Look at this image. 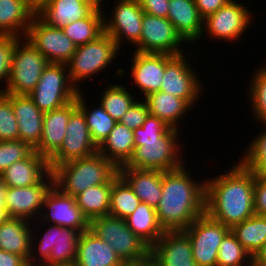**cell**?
Here are the masks:
<instances>
[{
    "mask_svg": "<svg viewBox=\"0 0 266 266\" xmlns=\"http://www.w3.org/2000/svg\"><path fill=\"white\" fill-rule=\"evenodd\" d=\"M226 172L205 181V212L232 229L255 214V173L240 162Z\"/></svg>",
    "mask_w": 266,
    "mask_h": 266,
    "instance_id": "1",
    "label": "cell"
},
{
    "mask_svg": "<svg viewBox=\"0 0 266 266\" xmlns=\"http://www.w3.org/2000/svg\"><path fill=\"white\" fill-rule=\"evenodd\" d=\"M184 166L162 171V196L155 208L164 231L187 229L205 212V182H194Z\"/></svg>",
    "mask_w": 266,
    "mask_h": 266,
    "instance_id": "2",
    "label": "cell"
},
{
    "mask_svg": "<svg viewBox=\"0 0 266 266\" xmlns=\"http://www.w3.org/2000/svg\"><path fill=\"white\" fill-rule=\"evenodd\" d=\"M54 185L63 193L76 196L85 189L112 184L118 168L100 153L62 163L52 170Z\"/></svg>",
    "mask_w": 266,
    "mask_h": 266,
    "instance_id": "3",
    "label": "cell"
},
{
    "mask_svg": "<svg viewBox=\"0 0 266 266\" xmlns=\"http://www.w3.org/2000/svg\"><path fill=\"white\" fill-rule=\"evenodd\" d=\"M89 229L105 241L124 263H138L150 258V247L128 228L125 219L101 216L90 221Z\"/></svg>",
    "mask_w": 266,
    "mask_h": 266,
    "instance_id": "4",
    "label": "cell"
},
{
    "mask_svg": "<svg viewBox=\"0 0 266 266\" xmlns=\"http://www.w3.org/2000/svg\"><path fill=\"white\" fill-rule=\"evenodd\" d=\"M179 130L169 128L159 139L134 141L135 148L129 161L121 167L171 171L183 166L179 156ZM179 151V152H178ZM179 156V157H178Z\"/></svg>",
    "mask_w": 266,
    "mask_h": 266,
    "instance_id": "5",
    "label": "cell"
},
{
    "mask_svg": "<svg viewBox=\"0 0 266 266\" xmlns=\"http://www.w3.org/2000/svg\"><path fill=\"white\" fill-rule=\"evenodd\" d=\"M66 67L63 63H49L35 89L28 94L43 113L59 109L76 99L80 89L71 83Z\"/></svg>",
    "mask_w": 266,
    "mask_h": 266,
    "instance_id": "6",
    "label": "cell"
},
{
    "mask_svg": "<svg viewBox=\"0 0 266 266\" xmlns=\"http://www.w3.org/2000/svg\"><path fill=\"white\" fill-rule=\"evenodd\" d=\"M118 51L116 42L105 33L92 42L77 46L75 53L66 63L69 66L67 73L71 83L77 88V82L102 72L104 68L107 69Z\"/></svg>",
    "mask_w": 266,
    "mask_h": 266,
    "instance_id": "7",
    "label": "cell"
},
{
    "mask_svg": "<svg viewBox=\"0 0 266 266\" xmlns=\"http://www.w3.org/2000/svg\"><path fill=\"white\" fill-rule=\"evenodd\" d=\"M19 41L14 49L11 72L7 85L0 93L12 95H28L37 85L47 59L26 39ZM21 43V44H20Z\"/></svg>",
    "mask_w": 266,
    "mask_h": 266,
    "instance_id": "8",
    "label": "cell"
},
{
    "mask_svg": "<svg viewBox=\"0 0 266 266\" xmlns=\"http://www.w3.org/2000/svg\"><path fill=\"white\" fill-rule=\"evenodd\" d=\"M183 231L190 238L196 266H217L219 246L231 229L204 212Z\"/></svg>",
    "mask_w": 266,
    "mask_h": 266,
    "instance_id": "9",
    "label": "cell"
},
{
    "mask_svg": "<svg viewBox=\"0 0 266 266\" xmlns=\"http://www.w3.org/2000/svg\"><path fill=\"white\" fill-rule=\"evenodd\" d=\"M49 63L66 64L76 51V45L62 29L49 26L37 14L24 37Z\"/></svg>",
    "mask_w": 266,
    "mask_h": 266,
    "instance_id": "10",
    "label": "cell"
},
{
    "mask_svg": "<svg viewBox=\"0 0 266 266\" xmlns=\"http://www.w3.org/2000/svg\"><path fill=\"white\" fill-rule=\"evenodd\" d=\"M82 233L69 227L53 225L47 228L40 243L37 254L42 258L37 266H65L76 261L77 247ZM41 262V263H40Z\"/></svg>",
    "mask_w": 266,
    "mask_h": 266,
    "instance_id": "11",
    "label": "cell"
},
{
    "mask_svg": "<svg viewBox=\"0 0 266 266\" xmlns=\"http://www.w3.org/2000/svg\"><path fill=\"white\" fill-rule=\"evenodd\" d=\"M141 30L140 40L135 44L136 52L183 54L179 46L185 40L168 18L144 13Z\"/></svg>",
    "mask_w": 266,
    "mask_h": 266,
    "instance_id": "12",
    "label": "cell"
},
{
    "mask_svg": "<svg viewBox=\"0 0 266 266\" xmlns=\"http://www.w3.org/2000/svg\"><path fill=\"white\" fill-rule=\"evenodd\" d=\"M98 152L83 113L76 108L71 114L66 127V136L60 149L49 159L51 171L68 161L86 158Z\"/></svg>",
    "mask_w": 266,
    "mask_h": 266,
    "instance_id": "13",
    "label": "cell"
},
{
    "mask_svg": "<svg viewBox=\"0 0 266 266\" xmlns=\"http://www.w3.org/2000/svg\"><path fill=\"white\" fill-rule=\"evenodd\" d=\"M252 18L247 7L230 0L225 6L216 12L206 16L203 21L209 36L220 40L234 41L239 38L249 26Z\"/></svg>",
    "mask_w": 266,
    "mask_h": 266,
    "instance_id": "14",
    "label": "cell"
},
{
    "mask_svg": "<svg viewBox=\"0 0 266 266\" xmlns=\"http://www.w3.org/2000/svg\"><path fill=\"white\" fill-rule=\"evenodd\" d=\"M43 207L49 210L41 211L40 217L45 223L49 224L51 221V225L53 223V225L73 228L80 233L89 229L90 222L76 205L75 197L63 193L54 184L44 198Z\"/></svg>",
    "mask_w": 266,
    "mask_h": 266,
    "instance_id": "15",
    "label": "cell"
},
{
    "mask_svg": "<svg viewBox=\"0 0 266 266\" xmlns=\"http://www.w3.org/2000/svg\"><path fill=\"white\" fill-rule=\"evenodd\" d=\"M116 3L113 18L106 20L104 16V33L108 34L119 48L124 39L135 45L141 37L144 11L138 0H117Z\"/></svg>",
    "mask_w": 266,
    "mask_h": 266,
    "instance_id": "16",
    "label": "cell"
},
{
    "mask_svg": "<svg viewBox=\"0 0 266 266\" xmlns=\"http://www.w3.org/2000/svg\"><path fill=\"white\" fill-rule=\"evenodd\" d=\"M184 54L175 55L167 64L160 91L184 99L191 107L202 90L201 81ZM194 103V104H193Z\"/></svg>",
    "mask_w": 266,
    "mask_h": 266,
    "instance_id": "17",
    "label": "cell"
},
{
    "mask_svg": "<svg viewBox=\"0 0 266 266\" xmlns=\"http://www.w3.org/2000/svg\"><path fill=\"white\" fill-rule=\"evenodd\" d=\"M53 184L54 177L51 172L46 179L36 185L8 187L6 193V213L8 217L30 221L31 218L34 220L35 216L37 220V217L41 215L39 212L42 211L44 198Z\"/></svg>",
    "mask_w": 266,
    "mask_h": 266,
    "instance_id": "18",
    "label": "cell"
},
{
    "mask_svg": "<svg viewBox=\"0 0 266 266\" xmlns=\"http://www.w3.org/2000/svg\"><path fill=\"white\" fill-rule=\"evenodd\" d=\"M154 266H196L189 236L183 230L164 231L150 248Z\"/></svg>",
    "mask_w": 266,
    "mask_h": 266,
    "instance_id": "19",
    "label": "cell"
},
{
    "mask_svg": "<svg viewBox=\"0 0 266 266\" xmlns=\"http://www.w3.org/2000/svg\"><path fill=\"white\" fill-rule=\"evenodd\" d=\"M175 55L163 53H143L134 51L131 75L135 85L143 92L144 97L160 91L166 64Z\"/></svg>",
    "mask_w": 266,
    "mask_h": 266,
    "instance_id": "20",
    "label": "cell"
},
{
    "mask_svg": "<svg viewBox=\"0 0 266 266\" xmlns=\"http://www.w3.org/2000/svg\"><path fill=\"white\" fill-rule=\"evenodd\" d=\"M77 108V97L65 106L44 113L43 130L39 144L34 150L48 160L60 149L70 114Z\"/></svg>",
    "mask_w": 266,
    "mask_h": 266,
    "instance_id": "21",
    "label": "cell"
},
{
    "mask_svg": "<svg viewBox=\"0 0 266 266\" xmlns=\"http://www.w3.org/2000/svg\"><path fill=\"white\" fill-rule=\"evenodd\" d=\"M28 223L30 221L25 219L8 218L0 224V249L24 257L29 266H37L38 258L34 255L36 242L32 241V227Z\"/></svg>",
    "mask_w": 266,
    "mask_h": 266,
    "instance_id": "22",
    "label": "cell"
},
{
    "mask_svg": "<svg viewBox=\"0 0 266 266\" xmlns=\"http://www.w3.org/2000/svg\"><path fill=\"white\" fill-rule=\"evenodd\" d=\"M51 172L49 160L34 150L5 169L0 178L8 187H27L42 182Z\"/></svg>",
    "mask_w": 266,
    "mask_h": 266,
    "instance_id": "23",
    "label": "cell"
},
{
    "mask_svg": "<svg viewBox=\"0 0 266 266\" xmlns=\"http://www.w3.org/2000/svg\"><path fill=\"white\" fill-rule=\"evenodd\" d=\"M12 108L18 124L19 140L34 149L42 136L44 113L28 95H12Z\"/></svg>",
    "mask_w": 266,
    "mask_h": 266,
    "instance_id": "24",
    "label": "cell"
},
{
    "mask_svg": "<svg viewBox=\"0 0 266 266\" xmlns=\"http://www.w3.org/2000/svg\"><path fill=\"white\" fill-rule=\"evenodd\" d=\"M76 266H123L118 254L90 229L82 232L74 263Z\"/></svg>",
    "mask_w": 266,
    "mask_h": 266,
    "instance_id": "25",
    "label": "cell"
},
{
    "mask_svg": "<svg viewBox=\"0 0 266 266\" xmlns=\"http://www.w3.org/2000/svg\"><path fill=\"white\" fill-rule=\"evenodd\" d=\"M118 174L129 184L135 195L153 208L162 196V171L119 167Z\"/></svg>",
    "mask_w": 266,
    "mask_h": 266,
    "instance_id": "26",
    "label": "cell"
},
{
    "mask_svg": "<svg viewBox=\"0 0 266 266\" xmlns=\"http://www.w3.org/2000/svg\"><path fill=\"white\" fill-rule=\"evenodd\" d=\"M167 18L186 43L200 39L204 33V18L199 14L194 0H170Z\"/></svg>",
    "mask_w": 266,
    "mask_h": 266,
    "instance_id": "27",
    "label": "cell"
},
{
    "mask_svg": "<svg viewBox=\"0 0 266 266\" xmlns=\"http://www.w3.org/2000/svg\"><path fill=\"white\" fill-rule=\"evenodd\" d=\"M93 10L81 0H48L36 14L49 26L63 29L71 22L86 18Z\"/></svg>",
    "mask_w": 266,
    "mask_h": 266,
    "instance_id": "28",
    "label": "cell"
},
{
    "mask_svg": "<svg viewBox=\"0 0 266 266\" xmlns=\"http://www.w3.org/2000/svg\"><path fill=\"white\" fill-rule=\"evenodd\" d=\"M36 12L28 0H0V35L25 37Z\"/></svg>",
    "mask_w": 266,
    "mask_h": 266,
    "instance_id": "29",
    "label": "cell"
},
{
    "mask_svg": "<svg viewBox=\"0 0 266 266\" xmlns=\"http://www.w3.org/2000/svg\"><path fill=\"white\" fill-rule=\"evenodd\" d=\"M133 137V130L116 122L107 138L98 147V153L119 168L125 165L133 154L135 148Z\"/></svg>",
    "mask_w": 266,
    "mask_h": 266,
    "instance_id": "30",
    "label": "cell"
},
{
    "mask_svg": "<svg viewBox=\"0 0 266 266\" xmlns=\"http://www.w3.org/2000/svg\"><path fill=\"white\" fill-rule=\"evenodd\" d=\"M150 115L157 116L170 128L179 130L177 123L191 106L182 98L157 91L143 98Z\"/></svg>",
    "mask_w": 266,
    "mask_h": 266,
    "instance_id": "31",
    "label": "cell"
},
{
    "mask_svg": "<svg viewBox=\"0 0 266 266\" xmlns=\"http://www.w3.org/2000/svg\"><path fill=\"white\" fill-rule=\"evenodd\" d=\"M128 228L150 248L162 237L164 229L158 222L155 208L141 202L137 209L125 218Z\"/></svg>",
    "mask_w": 266,
    "mask_h": 266,
    "instance_id": "32",
    "label": "cell"
},
{
    "mask_svg": "<svg viewBox=\"0 0 266 266\" xmlns=\"http://www.w3.org/2000/svg\"><path fill=\"white\" fill-rule=\"evenodd\" d=\"M111 184L91 186L75 196L76 205L90 222L109 215Z\"/></svg>",
    "mask_w": 266,
    "mask_h": 266,
    "instance_id": "33",
    "label": "cell"
},
{
    "mask_svg": "<svg viewBox=\"0 0 266 266\" xmlns=\"http://www.w3.org/2000/svg\"><path fill=\"white\" fill-rule=\"evenodd\" d=\"M231 232L250 256L253 257L266 242V216L254 214L235 225Z\"/></svg>",
    "mask_w": 266,
    "mask_h": 266,
    "instance_id": "34",
    "label": "cell"
},
{
    "mask_svg": "<svg viewBox=\"0 0 266 266\" xmlns=\"http://www.w3.org/2000/svg\"><path fill=\"white\" fill-rule=\"evenodd\" d=\"M83 97L82 91L80 92L79 90L77 94V108L83 113L94 144L99 147L114 128L117 121L104 110L101 104L91 111L88 110L87 103L84 102L85 99Z\"/></svg>",
    "mask_w": 266,
    "mask_h": 266,
    "instance_id": "35",
    "label": "cell"
},
{
    "mask_svg": "<svg viewBox=\"0 0 266 266\" xmlns=\"http://www.w3.org/2000/svg\"><path fill=\"white\" fill-rule=\"evenodd\" d=\"M104 11L93 10L86 18L69 23L62 30L76 46L96 40L104 33Z\"/></svg>",
    "mask_w": 266,
    "mask_h": 266,
    "instance_id": "36",
    "label": "cell"
},
{
    "mask_svg": "<svg viewBox=\"0 0 266 266\" xmlns=\"http://www.w3.org/2000/svg\"><path fill=\"white\" fill-rule=\"evenodd\" d=\"M141 200L129 184L118 174L111 184L109 215L125 219L139 206Z\"/></svg>",
    "mask_w": 266,
    "mask_h": 266,
    "instance_id": "37",
    "label": "cell"
},
{
    "mask_svg": "<svg viewBox=\"0 0 266 266\" xmlns=\"http://www.w3.org/2000/svg\"><path fill=\"white\" fill-rule=\"evenodd\" d=\"M105 89L100 104L114 120L119 122L136 99L122 85H109Z\"/></svg>",
    "mask_w": 266,
    "mask_h": 266,
    "instance_id": "38",
    "label": "cell"
},
{
    "mask_svg": "<svg viewBox=\"0 0 266 266\" xmlns=\"http://www.w3.org/2000/svg\"><path fill=\"white\" fill-rule=\"evenodd\" d=\"M247 261L246 263H244ZM252 266V257L230 231L219 246L217 266Z\"/></svg>",
    "mask_w": 266,
    "mask_h": 266,
    "instance_id": "39",
    "label": "cell"
},
{
    "mask_svg": "<svg viewBox=\"0 0 266 266\" xmlns=\"http://www.w3.org/2000/svg\"><path fill=\"white\" fill-rule=\"evenodd\" d=\"M249 145L243 159L238 162L256 175L266 177V130H263Z\"/></svg>",
    "mask_w": 266,
    "mask_h": 266,
    "instance_id": "40",
    "label": "cell"
},
{
    "mask_svg": "<svg viewBox=\"0 0 266 266\" xmlns=\"http://www.w3.org/2000/svg\"><path fill=\"white\" fill-rule=\"evenodd\" d=\"M251 81L250 95L255 119L266 125V66L260 68Z\"/></svg>",
    "mask_w": 266,
    "mask_h": 266,
    "instance_id": "41",
    "label": "cell"
},
{
    "mask_svg": "<svg viewBox=\"0 0 266 266\" xmlns=\"http://www.w3.org/2000/svg\"><path fill=\"white\" fill-rule=\"evenodd\" d=\"M19 140V130L12 108V94L0 93V141Z\"/></svg>",
    "mask_w": 266,
    "mask_h": 266,
    "instance_id": "42",
    "label": "cell"
},
{
    "mask_svg": "<svg viewBox=\"0 0 266 266\" xmlns=\"http://www.w3.org/2000/svg\"><path fill=\"white\" fill-rule=\"evenodd\" d=\"M34 149L21 140L0 141V174L14 162L27 158Z\"/></svg>",
    "mask_w": 266,
    "mask_h": 266,
    "instance_id": "43",
    "label": "cell"
},
{
    "mask_svg": "<svg viewBox=\"0 0 266 266\" xmlns=\"http://www.w3.org/2000/svg\"><path fill=\"white\" fill-rule=\"evenodd\" d=\"M170 127L157 116L148 114L142 127L133 130L134 141L159 139Z\"/></svg>",
    "mask_w": 266,
    "mask_h": 266,
    "instance_id": "44",
    "label": "cell"
},
{
    "mask_svg": "<svg viewBox=\"0 0 266 266\" xmlns=\"http://www.w3.org/2000/svg\"><path fill=\"white\" fill-rule=\"evenodd\" d=\"M20 40L21 37L0 35V81L4 80L6 85L10 77L13 52Z\"/></svg>",
    "mask_w": 266,
    "mask_h": 266,
    "instance_id": "45",
    "label": "cell"
},
{
    "mask_svg": "<svg viewBox=\"0 0 266 266\" xmlns=\"http://www.w3.org/2000/svg\"><path fill=\"white\" fill-rule=\"evenodd\" d=\"M149 111L146 102L143 100H136L130 108L125 112L119 122L127 126L130 130L142 127L148 116Z\"/></svg>",
    "mask_w": 266,
    "mask_h": 266,
    "instance_id": "46",
    "label": "cell"
},
{
    "mask_svg": "<svg viewBox=\"0 0 266 266\" xmlns=\"http://www.w3.org/2000/svg\"><path fill=\"white\" fill-rule=\"evenodd\" d=\"M255 214L266 216V177L255 174L254 183Z\"/></svg>",
    "mask_w": 266,
    "mask_h": 266,
    "instance_id": "47",
    "label": "cell"
},
{
    "mask_svg": "<svg viewBox=\"0 0 266 266\" xmlns=\"http://www.w3.org/2000/svg\"><path fill=\"white\" fill-rule=\"evenodd\" d=\"M170 0H138L144 13L167 18Z\"/></svg>",
    "mask_w": 266,
    "mask_h": 266,
    "instance_id": "48",
    "label": "cell"
},
{
    "mask_svg": "<svg viewBox=\"0 0 266 266\" xmlns=\"http://www.w3.org/2000/svg\"><path fill=\"white\" fill-rule=\"evenodd\" d=\"M199 14L206 16L216 12L219 8L225 6L230 0H194Z\"/></svg>",
    "mask_w": 266,
    "mask_h": 266,
    "instance_id": "49",
    "label": "cell"
},
{
    "mask_svg": "<svg viewBox=\"0 0 266 266\" xmlns=\"http://www.w3.org/2000/svg\"><path fill=\"white\" fill-rule=\"evenodd\" d=\"M0 266H29L28 261L19 255L0 249Z\"/></svg>",
    "mask_w": 266,
    "mask_h": 266,
    "instance_id": "50",
    "label": "cell"
},
{
    "mask_svg": "<svg viewBox=\"0 0 266 266\" xmlns=\"http://www.w3.org/2000/svg\"><path fill=\"white\" fill-rule=\"evenodd\" d=\"M252 266H266V242L263 247L252 257Z\"/></svg>",
    "mask_w": 266,
    "mask_h": 266,
    "instance_id": "51",
    "label": "cell"
},
{
    "mask_svg": "<svg viewBox=\"0 0 266 266\" xmlns=\"http://www.w3.org/2000/svg\"><path fill=\"white\" fill-rule=\"evenodd\" d=\"M8 186L0 178V208L6 210V193Z\"/></svg>",
    "mask_w": 266,
    "mask_h": 266,
    "instance_id": "52",
    "label": "cell"
},
{
    "mask_svg": "<svg viewBox=\"0 0 266 266\" xmlns=\"http://www.w3.org/2000/svg\"><path fill=\"white\" fill-rule=\"evenodd\" d=\"M84 3H87L89 6H91L94 10L101 11L102 9L100 8L101 3L103 0H81Z\"/></svg>",
    "mask_w": 266,
    "mask_h": 266,
    "instance_id": "53",
    "label": "cell"
},
{
    "mask_svg": "<svg viewBox=\"0 0 266 266\" xmlns=\"http://www.w3.org/2000/svg\"><path fill=\"white\" fill-rule=\"evenodd\" d=\"M123 266H154L153 262L151 259H147L146 261L143 262H138V263H125Z\"/></svg>",
    "mask_w": 266,
    "mask_h": 266,
    "instance_id": "54",
    "label": "cell"
},
{
    "mask_svg": "<svg viewBox=\"0 0 266 266\" xmlns=\"http://www.w3.org/2000/svg\"><path fill=\"white\" fill-rule=\"evenodd\" d=\"M48 0H28V2L36 9L38 10L45 2Z\"/></svg>",
    "mask_w": 266,
    "mask_h": 266,
    "instance_id": "55",
    "label": "cell"
},
{
    "mask_svg": "<svg viewBox=\"0 0 266 266\" xmlns=\"http://www.w3.org/2000/svg\"><path fill=\"white\" fill-rule=\"evenodd\" d=\"M9 217L6 213V210L0 208V224H2L5 220H7Z\"/></svg>",
    "mask_w": 266,
    "mask_h": 266,
    "instance_id": "56",
    "label": "cell"
}]
</instances>
